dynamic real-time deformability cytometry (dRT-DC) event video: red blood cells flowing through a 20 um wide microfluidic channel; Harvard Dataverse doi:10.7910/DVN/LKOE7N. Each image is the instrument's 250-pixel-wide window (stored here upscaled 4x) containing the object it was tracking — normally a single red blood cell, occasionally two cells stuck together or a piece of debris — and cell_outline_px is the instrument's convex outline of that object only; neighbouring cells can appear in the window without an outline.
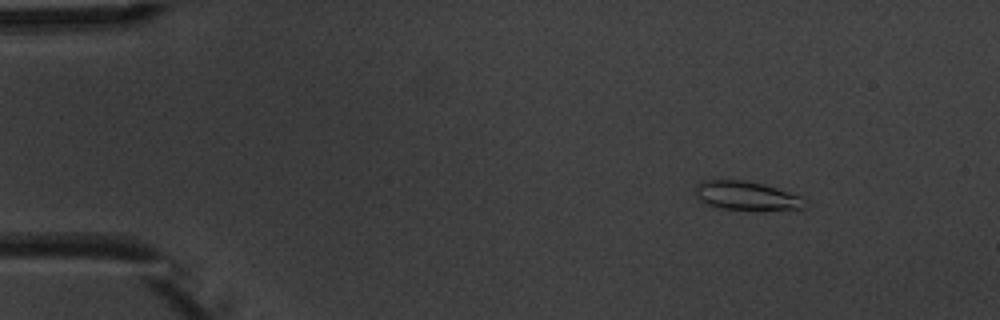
{"species": "common noctule bat (a hibernating species)", "species_latin": "Nyctalus noctula", "temperature_condition": "warm", "stored_images_in_passage": 8, "camera_frame_rate_fps": 3000, "um_per_image_px": 0.085, "animal": {"sex": "male", "body_mass_g": 20.1, "forearm_length_mm": 53.5}, "frame": {"image": 1, "passage_image": 2, "time_ms": 1.333, "image_size_px": [1000, 320], "cell_outline_px": [[804, 208], [712, 208], [700, 200], [696, 196], [696, 184], [708, 180], [744, 180], [764, 184], [800, 196]], "centroid_in_image_um": [63.32, 16.6], "position_along_channel_um": 21.7, "area_um2": 17.51}}
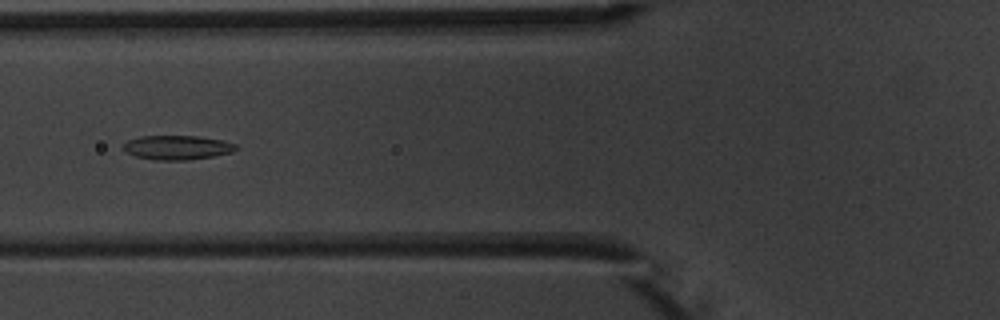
{"frame": {"image": 2, "passage_image": 6, "time_ms": 6.0, "image_size_px": [1000, 320], "cell_outline_px": [[240, 148], [232, 152], [212, 156], [188, 160], [156, 160], [136, 156], [124, 152], [120, 148], [120, 144], [128, 140], [140, 136], [196, 136], [224, 140], [236, 144]], "centroid_in_image_um": [15.02, 12.53], "position_along_channel_um": 110.8, "area_um2": 16.18}}
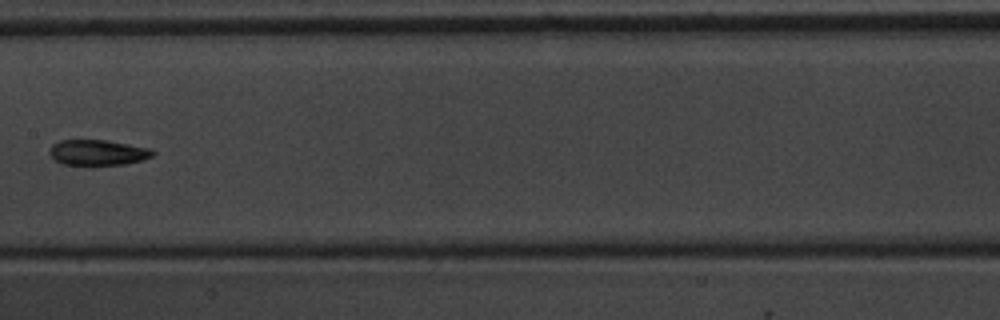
{"frame": {"image": 3, "passage_image": 8, "time_ms": 8.333, "image_size_px": [1000, 320], "cell_outline_px": [[156, 152], [152, 156], [140, 160], [124, 164], [92, 168], [88, 168], [64, 164], [56, 160], [48, 152], [52, 144], [60, 140], [108, 140], [152, 148]], "centroid_in_image_um": [8.31, 13.0], "position_along_channel_um": 199.1, "area_um2": 16.13}}